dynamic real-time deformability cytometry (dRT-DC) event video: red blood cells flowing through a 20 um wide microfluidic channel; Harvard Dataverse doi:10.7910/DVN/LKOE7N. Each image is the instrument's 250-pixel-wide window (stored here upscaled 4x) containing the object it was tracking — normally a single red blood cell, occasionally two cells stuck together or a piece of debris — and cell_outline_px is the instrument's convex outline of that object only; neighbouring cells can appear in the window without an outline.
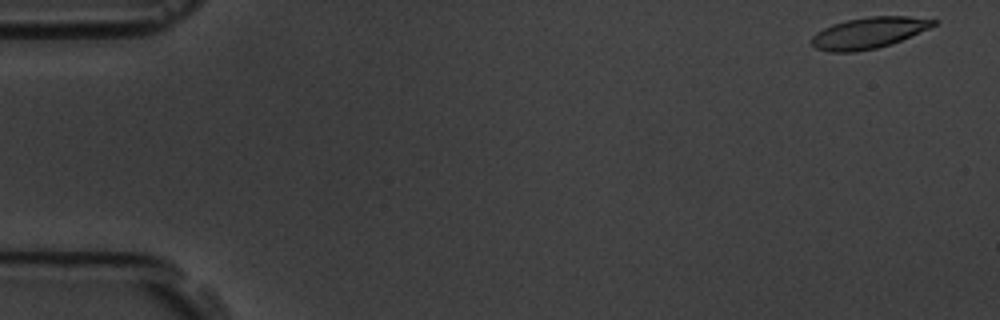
{"species": "common noctule bat (a hibernating species)", "species_latin": "Nyctalus noctula", "temperature_condition": "room temperature", "stored_images_in_passage": 11, "camera_frame_rate_fps": 3000, "um_per_image_px": 0.085, "animal": {"sex": "male", "body_mass_g": 19.5, "forearm_length_mm": 54.6}, "frame": {"image": 1, "passage_image": 1, "time_ms": 0.0, "image_size_px": [1000, 320], "cell_outline_px": [[940, 20], [936, 24], [928, 28], [892, 44], [876, 48], [856, 52], [828, 52], [816, 48], [812, 44], [812, 36], [816, 32], [832, 24], [848, 20], [872, 16], [908, 16]], "centroid_in_image_um": [73.83, 2.79], "position_along_channel_um": 11.2, "area_um2": 22.02}}